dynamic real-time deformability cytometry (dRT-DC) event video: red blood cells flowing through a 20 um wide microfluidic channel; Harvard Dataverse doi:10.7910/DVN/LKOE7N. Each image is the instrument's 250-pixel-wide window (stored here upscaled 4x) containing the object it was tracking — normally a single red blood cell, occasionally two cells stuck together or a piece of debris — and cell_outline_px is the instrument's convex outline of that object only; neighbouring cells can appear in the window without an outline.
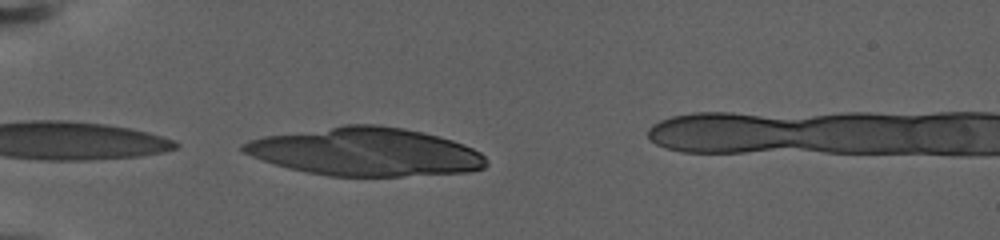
{"species": "human", "species_latin": "Homo sapiens", "temperature_condition": "warm", "stored_images_in_passage": 24, "camera_frame_rate_fps": 3000, "um_per_image_px": 0.085, "donor": {"sex": "female"}, "frame": {"image": 1, "passage_image": 1, "time_ms": 0.0, "image_size_px": [1000, 240], "cell_outline_px": [[488, 164], [484, 168], [472, 172], [404, 176], [328, 176], [288, 168], [240, 152], [240, 144], [248, 140], [264, 136], [344, 124], [376, 124], [404, 128], [452, 140], [464, 144], [480, 152], [488, 160]], "centroid_in_image_um": [31.07, 12.9], "position_along_channel_um": 53.9, "area_um2": 68.49}}